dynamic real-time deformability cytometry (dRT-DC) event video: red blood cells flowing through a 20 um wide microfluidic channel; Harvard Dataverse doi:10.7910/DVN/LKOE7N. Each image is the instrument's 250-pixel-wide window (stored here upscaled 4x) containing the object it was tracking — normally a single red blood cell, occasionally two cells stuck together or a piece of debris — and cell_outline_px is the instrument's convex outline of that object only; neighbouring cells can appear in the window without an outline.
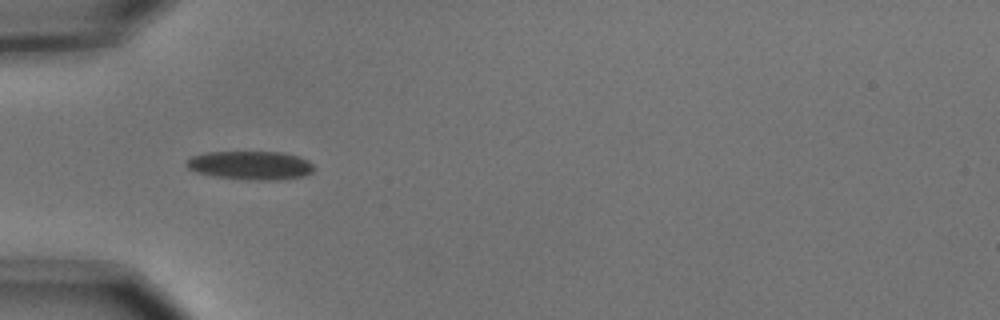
{"species": "common noctule bat (a hibernating species)", "species_latin": "Nyctalus noctula", "temperature_condition": "cold", "stored_images_in_passage": 5, "camera_frame_rate_fps": 3000, "um_per_image_px": 0.085, "animal": {"sex": "male", "body_mass_g": 15.6}, "frame": {"image": 1, "passage_image": 4, "time_ms": 1.0, "image_size_px": [1000, 320], "cell_outline_px": [[316, 168], [312, 172], [304, 176], [276, 180], [252, 180], [212, 176], [196, 172], [188, 168], [184, 164], [184, 160], [192, 156], [204, 152], [284, 152], [300, 156], [308, 160]], "centroid_in_image_um": [21.28, 14.05], "position_along_channel_um": 63.7, "area_um2": 21.62}}
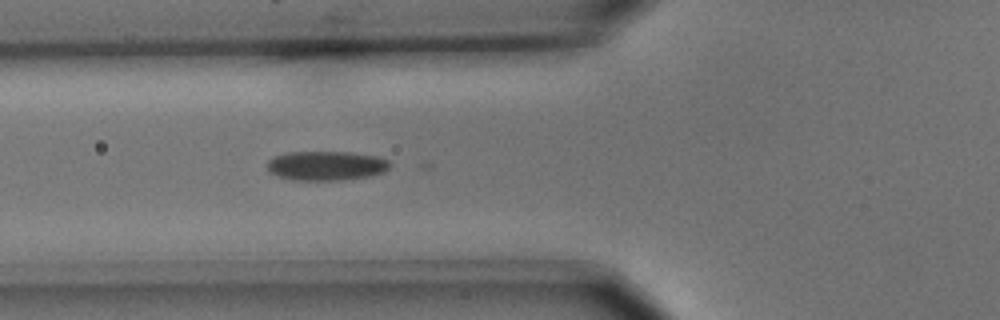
{"frame": {"image": 2, "passage_image": 5, "time_ms": 1.333, "image_size_px": [1000, 320], "cell_outline_px": [[392, 164], [384, 172], [372, 176], [340, 180], [292, 180], [268, 172], [268, 160], [276, 156], [288, 152], [352, 152], [380, 156], [388, 160]], "centroid_in_image_um": [27.78, 14.08], "position_along_channel_um": 98.0, "area_um2": 21.15}}